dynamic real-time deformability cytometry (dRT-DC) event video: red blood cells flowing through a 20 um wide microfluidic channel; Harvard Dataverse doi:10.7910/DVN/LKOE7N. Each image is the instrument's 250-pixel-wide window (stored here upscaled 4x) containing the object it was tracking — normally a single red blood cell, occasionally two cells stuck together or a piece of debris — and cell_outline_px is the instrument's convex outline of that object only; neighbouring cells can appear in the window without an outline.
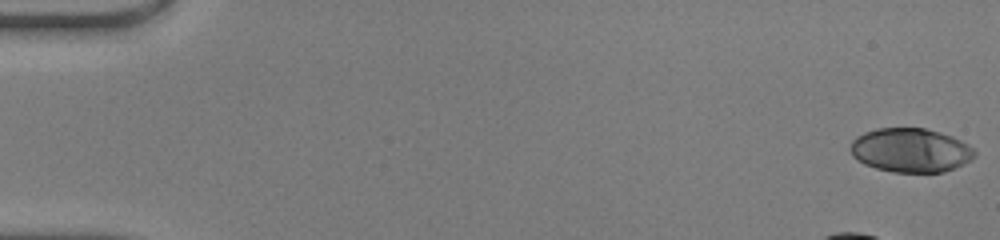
{"species": "human", "species_latin": "Homo sapiens", "temperature_condition": "warm", "stored_images_in_passage": 39, "camera_frame_rate_fps": 3000, "um_per_image_px": 0.085, "donor": {"sex": "male"}, "frame": {"image": 1, "passage_image": 1, "time_ms": 0.0, "image_size_px": [1000, 240], "cell_outline_px": [[976, 156], [944, 172], [892, 172], [876, 168], [864, 164], [852, 156], [848, 148], [852, 140], [856, 136], [864, 132], [876, 128], [924, 128], [940, 132], [952, 136], [960, 140], [972, 148], [976, 152]], "centroid_in_image_um": [77.34, 12.76], "position_along_channel_um": 7.7, "area_um2": 31.85}}